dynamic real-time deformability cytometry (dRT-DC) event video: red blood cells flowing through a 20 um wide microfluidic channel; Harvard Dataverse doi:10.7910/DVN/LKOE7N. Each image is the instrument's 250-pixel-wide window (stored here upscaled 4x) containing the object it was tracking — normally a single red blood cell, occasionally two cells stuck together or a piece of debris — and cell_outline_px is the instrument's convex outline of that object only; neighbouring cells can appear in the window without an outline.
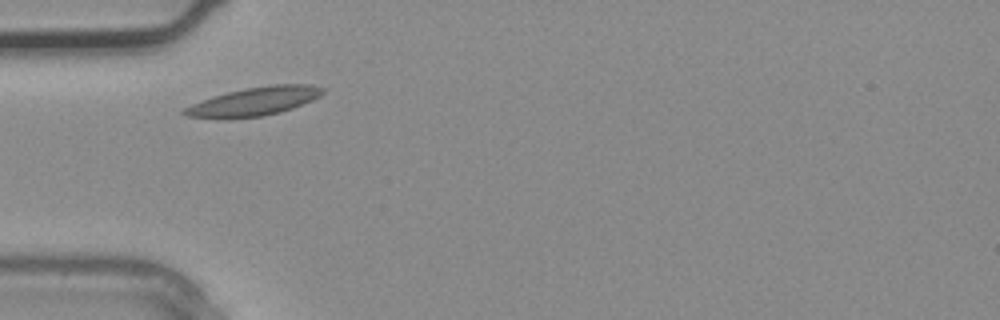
{"species": "common noctule bat (a hibernating species)", "species_latin": "Nyctalus noctula", "temperature_condition": "warm", "stored_images_in_passage": 1, "camera_frame_rate_fps": 3000, "um_per_image_px": 0.085, "animal": {"sex": "male", "body_mass_g": 20.4}, "frame": {"image": 1, "passage_image": 1, "time_ms": 0.0, "image_size_px": [1000, 320], "cell_outline_px": [[328, 88], [320, 96], [312, 100], [292, 108], [280, 112], [264, 116], [228, 120], [216, 120], [188, 116], [180, 112], [184, 108], [192, 104], [228, 92], [268, 84], [308, 84]], "centroid_in_image_um": [21.61, 8.65], "position_along_channel_um": 63.4, "area_um2": 23.35}}